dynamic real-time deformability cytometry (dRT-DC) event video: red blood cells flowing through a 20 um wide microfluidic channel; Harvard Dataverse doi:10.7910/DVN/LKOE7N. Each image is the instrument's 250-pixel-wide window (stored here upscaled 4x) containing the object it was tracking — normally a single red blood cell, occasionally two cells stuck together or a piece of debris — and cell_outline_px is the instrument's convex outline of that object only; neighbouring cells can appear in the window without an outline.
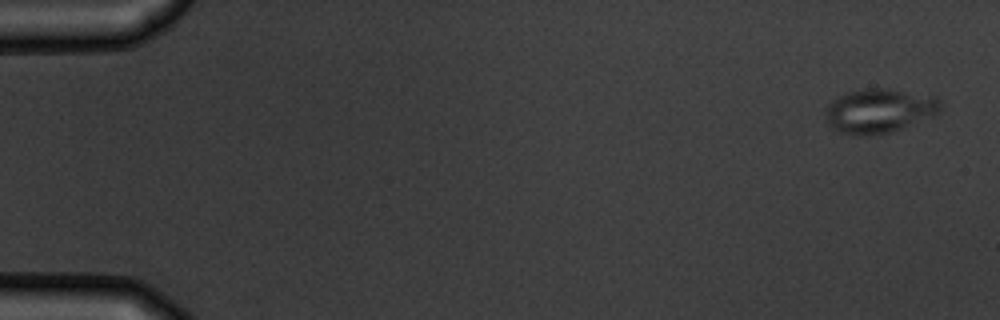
{"species": "common noctule bat (a hibernating species)", "species_latin": "Nyctalus noctula", "temperature_condition": "warm", "stored_images_in_passage": 4, "camera_frame_rate_fps": 3000, "um_per_image_px": 0.085, "animal": {"sex": "male", "body_mass_g": 19.5, "forearm_length_mm": 54.6}, "frame": {"image": 1, "passage_image": 1, "time_ms": 0.0, "image_size_px": [1000, 320], "cell_outline_px": [[944, 104], [940, 112], [932, 116], [892, 132], [840, 132], [832, 128], [824, 120], [828, 104], [832, 100], [848, 92], [864, 88], [888, 88], [936, 96]], "centroid_in_image_um": [74.79, 9.36], "position_along_channel_um": 10.2, "area_um2": 29.19}}